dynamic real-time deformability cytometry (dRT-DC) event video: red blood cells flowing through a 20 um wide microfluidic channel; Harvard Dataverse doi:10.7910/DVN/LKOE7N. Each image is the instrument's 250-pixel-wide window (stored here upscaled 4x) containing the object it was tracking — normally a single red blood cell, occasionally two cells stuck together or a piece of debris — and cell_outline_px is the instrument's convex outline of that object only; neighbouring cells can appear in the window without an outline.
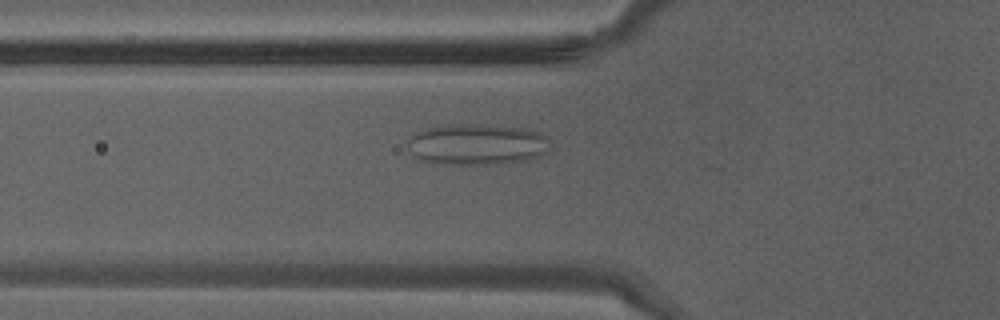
{"species": "Egyptian fruit bat (a non-hibernating species)", "species_latin": "Rousettus aegyptiacus", "temperature_condition": "warm", "stored_images_in_passage": 31, "camera_frame_rate_fps": 3000, "um_per_image_px": 0.085, "animal": {"sex": "male"}, "frame": {"image": 1, "passage_image": 5, "time_ms": 1.333, "image_size_px": [1000, 320], "cell_outline_px": [[552, 148], [548, 152], [540, 156], [524, 160], [488, 164], [456, 164], [424, 160], [412, 156], [408, 144], [408, 140], [416, 132], [428, 128], [448, 124], [484, 124], [524, 128], [540, 132], [552, 144]], "centroid_in_image_um": [40.6, 12.25], "position_along_channel_um": 85.2, "area_um2": 34.04}}
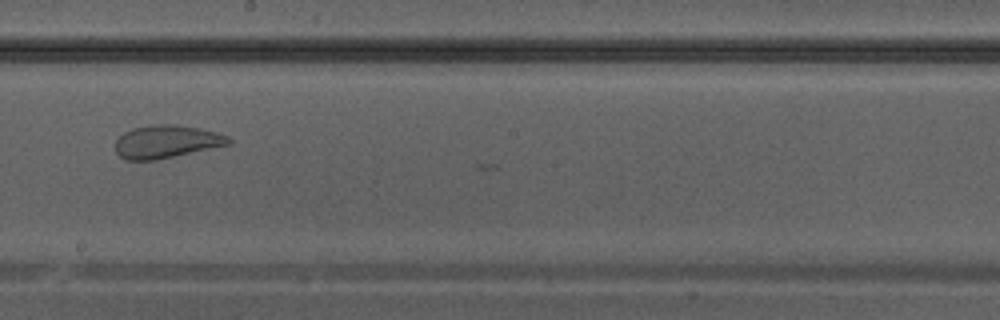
{"frame": {"image": 2, "passage_image": 14, "time_ms": 4.333, "image_size_px": [1000, 320], "cell_outline_px": [[232, 144], [156, 160], [128, 160], [120, 156], [116, 152], [116, 140], [124, 132], [132, 128], [152, 124], [176, 124], [200, 128], [216, 132], [228, 136], [232, 140]], "centroid_in_image_um": [14.17, 12.03], "position_along_channel_um": 234.0, "area_um2": 21.85}}